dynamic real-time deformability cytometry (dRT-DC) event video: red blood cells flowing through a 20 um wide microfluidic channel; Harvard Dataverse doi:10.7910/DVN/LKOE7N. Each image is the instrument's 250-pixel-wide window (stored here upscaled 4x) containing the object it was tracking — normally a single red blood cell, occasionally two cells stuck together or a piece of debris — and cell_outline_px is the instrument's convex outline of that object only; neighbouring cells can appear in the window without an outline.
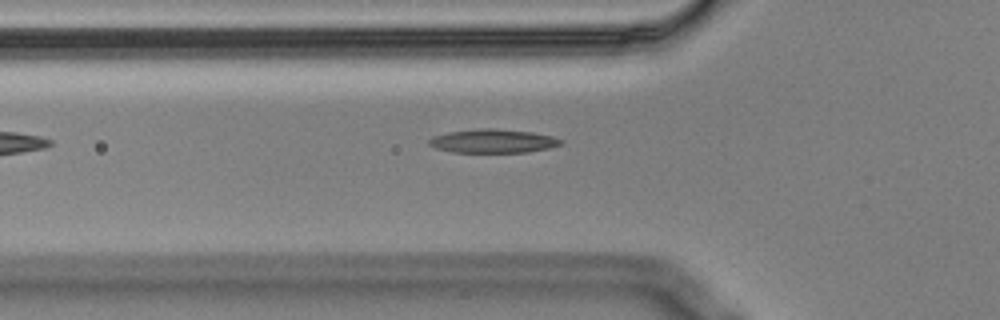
{"species": "Egyptian fruit bat (a non-hibernating species)", "species_latin": "Rousettus aegyptiacus", "temperature_condition": "cold", "stored_images_in_passage": 10, "camera_frame_rate_fps": 3000, "um_per_image_px": 0.085, "animal": {"sex": "male"}, "frame": {"image": 1, "passage_image": 2, "time_ms": 0.333, "image_size_px": [1000, 320], "cell_outline_px": [[564, 144], [548, 148], [528, 152], [452, 152], [436, 148], [428, 144], [428, 140], [436, 136], [448, 132], [480, 128], [492, 128], [532, 132], [552, 136], [564, 140]], "centroid_in_image_um": [41.95, 11.99], "position_along_channel_um": 83.9, "area_um2": 18.15}}
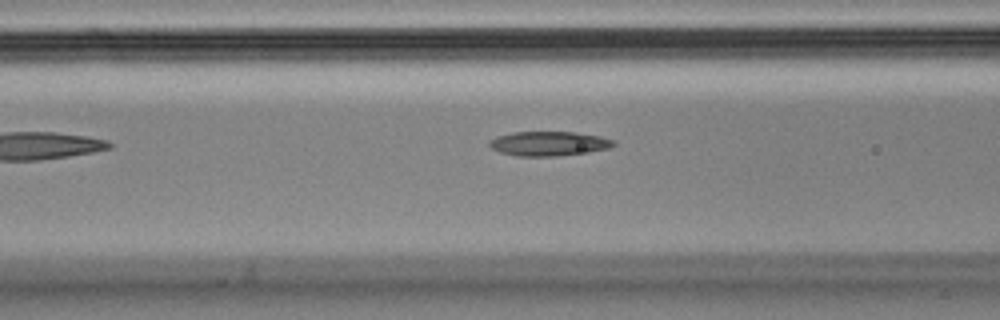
{"frame": {"image": 2, "passage_image": 5, "time_ms": 1.333, "image_size_px": [1000, 320], "cell_outline_px": [[616, 144], [608, 148], [588, 152], [556, 156], [516, 156], [500, 152], [492, 148], [488, 144], [488, 140], [496, 136], [512, 132], [576, 132], [600, 136], [612, 140]], "centroid_in_image_um": [46.6, 12.2], "position_along_channel_um": 120.0, "area_um2": 17.69}}
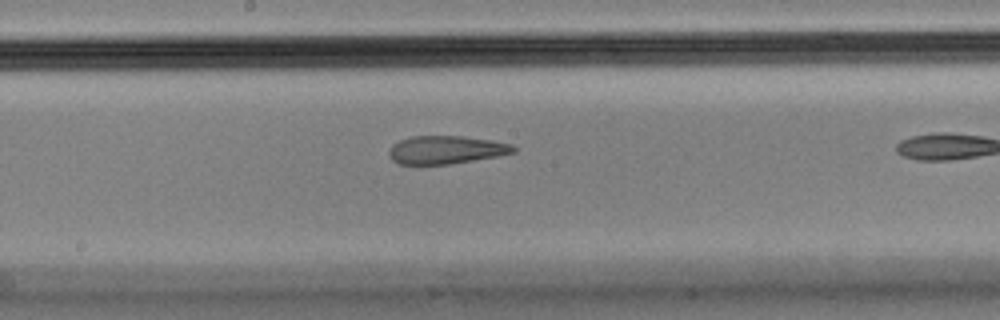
{"frame": {"image": 3, "passage_image": 9, "time_ms": 2.667, "image_size_px": [1000, 320], "cell_outline_px": [[516, 152], [496, 156], [448, 164], [400, 164], [392, 160], [388, 156], [388, 152], [392, 144], [400, 140], [412, 136], [464, 136], [492, 140], [512, 144], [516, 148]], "centroid_in_image_um": [37.9, 12.72], "position_along_channel_um": 210.3, "area_um2": 20.35}}